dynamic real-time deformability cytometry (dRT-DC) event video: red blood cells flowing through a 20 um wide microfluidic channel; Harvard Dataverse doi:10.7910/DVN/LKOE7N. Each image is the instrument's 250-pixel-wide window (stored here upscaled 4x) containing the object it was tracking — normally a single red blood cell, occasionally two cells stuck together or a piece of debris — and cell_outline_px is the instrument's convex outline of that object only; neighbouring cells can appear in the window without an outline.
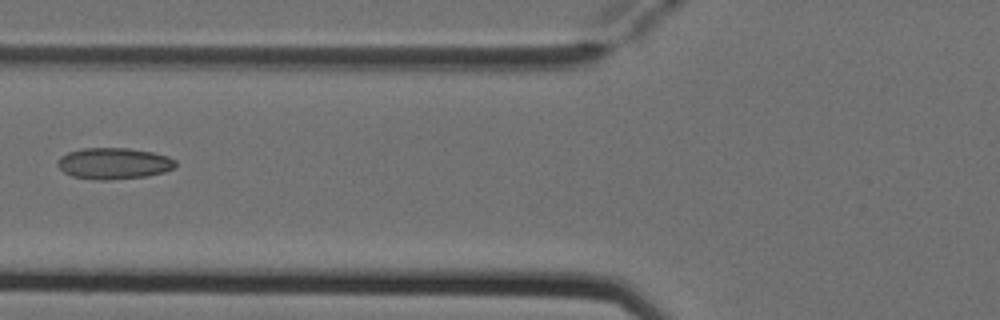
{"species": "Egyptian fruit bat (a non-hibernating species)", "species_latin": "Rousettus aegyptiacus", "temperature_condition": "cold", "stored_images_in_passage": 6, "camera_frame_rate_fps": 3000, "um_per_image_px": 0.085, "animal": {"sex": "female"}, "frame": {"image": 1, "passage_image": 5, "time_ms": 1.333, "image_size_px": [1000, 320], "cell_outline_px": [[176, 168], [164, 172], [148, 176], [108, 180], [96, 180], [72, 176], [64, 172], [56, 164], [60, 156], [68, 152], [80, 148], [128, 148], [152, 152], [168, 156], [176, 160]], "centroid_in_image_um": [9.68, 13.89], "position_along_channel_um": 116.1, "area_um2": 21.73}}
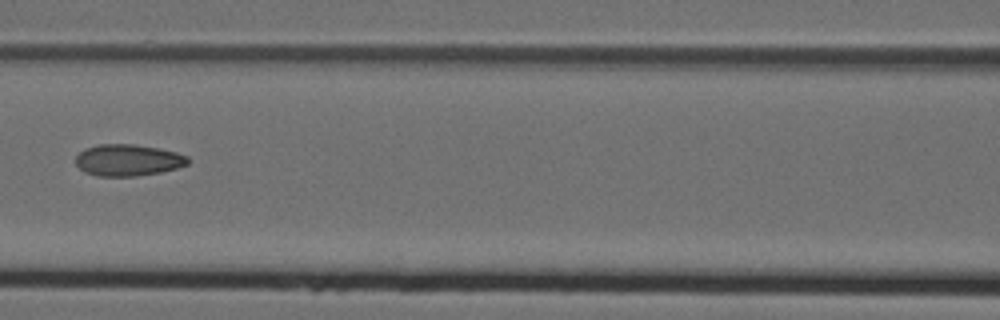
{"frame": {"image": 2, "passage_image": 6, "time_ms": 1.667, "image_size_px": [1000, 320], "cell_outline_px": [[188, 164], [176, 168], [160, 172], [136, 176], [96, 176], [84, 172], [76, 164], [76, 156], [84, 148], [100, 144], [132, 144], [156, 148], [176, 152], [188, 156]], "centroid_in_image_um": [10.85, 13.61], "position_along_channel_um": 155.8, "area_um2": 20.58}}